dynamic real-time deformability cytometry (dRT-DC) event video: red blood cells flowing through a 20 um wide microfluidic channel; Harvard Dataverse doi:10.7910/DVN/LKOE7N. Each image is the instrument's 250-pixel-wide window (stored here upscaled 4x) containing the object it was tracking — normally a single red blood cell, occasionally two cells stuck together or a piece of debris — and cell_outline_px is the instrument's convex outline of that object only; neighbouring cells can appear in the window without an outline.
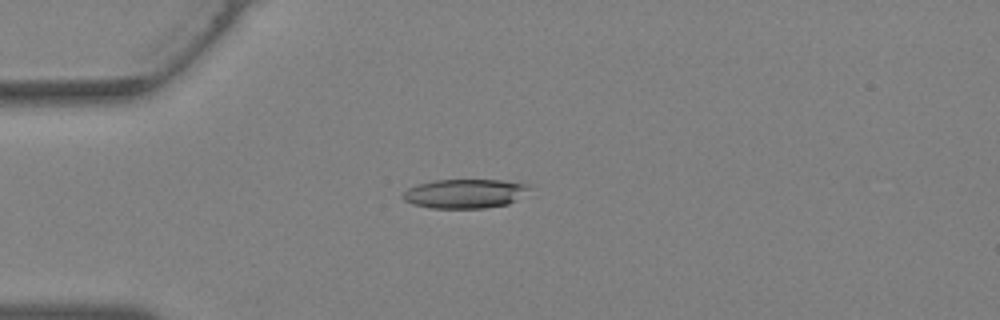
{"species": "Egyptian fruit bat (a non-hibernating species)", "species_latin": "Rousettus aegyptiacus", "temperature_condition": "warm", "stored_images_in_passage": 35, "camera_frame_rate_fps": 3000, "um_per_image_px": 0.085, "animal": {"sex": "female"}, "frame": {"image": 1, "passage_image": 11, "time_ms": 3.333, "image_size_px": [1000, 320], "cell_outline_px": [[528, 188], [516, 200], [508, 204], [484, 208], [428, 208], [412, 204], [404, 200], [400, 196], [408, 188], [416, 184], [436, 180], [500, 180], [528, 184]], "centroid_in_image_um": [39.43, 16.46], "position_along_channel_um": 45.6, "area_um2": 21.39}}
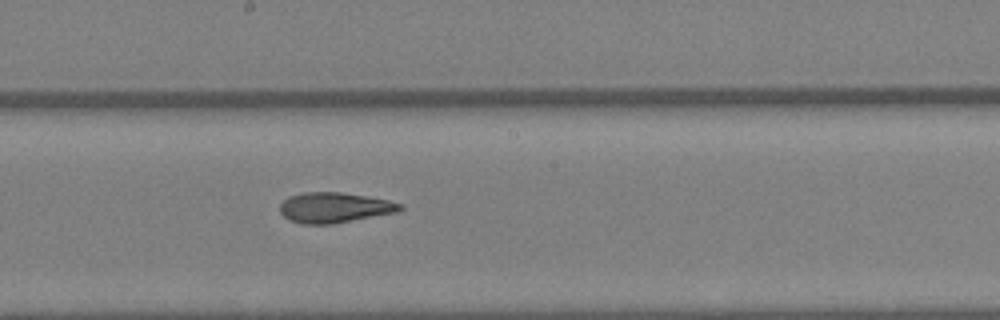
{"frame": {"image": 2, "passage_image": 22, "time_ms": 7.0, "image_size_px": [1000, 320], "cell_outline_px": [[404, 208], [400, 212], [332, 224], [300, 224], [288, 220], [280, 212], [280, 204], [288, 196], [304, 192], [340, 192], [368, 196], [388, 200], [404, 204]], "centroid_in_image_um": [28.45, 17.65], "position_along_channel_um": 219.7, "area_um2": 21.56}}
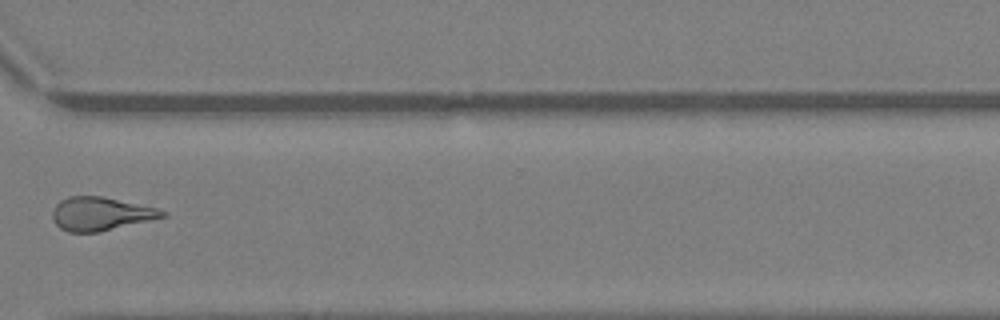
{"frame": {"image": 3, "passage_image": 30, "time_ms": 9.667, "image_size_px": [1000, 320], "cell_outline_px": [[168, 216], [152, 220], [100, 232], [68, 232], [60, 228], [52, 220], [52, 212], [56, 204], [60, 200], [68, 196], [100, 196], [156, 208], [168, 212]], "centroid_in_image_um": [8.55, 18.18], "position_along_channel_um": 362.1, "area_um2": 21.44}}